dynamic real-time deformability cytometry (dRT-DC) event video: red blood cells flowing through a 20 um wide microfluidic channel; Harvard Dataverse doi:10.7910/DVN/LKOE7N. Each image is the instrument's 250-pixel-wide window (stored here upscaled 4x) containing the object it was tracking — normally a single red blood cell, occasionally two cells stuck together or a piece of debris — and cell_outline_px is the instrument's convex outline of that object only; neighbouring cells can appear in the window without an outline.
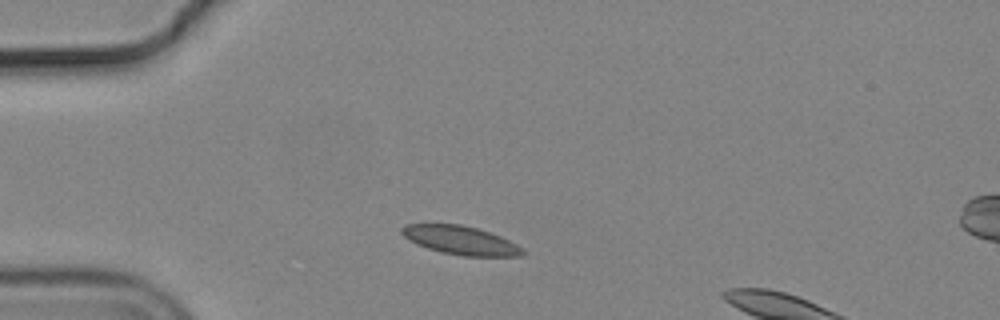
{"species": "common noctule bat (a hibernating species)", "species_latin": "Nyctalus noctula", "temperature_condition": "cold", "stored_images_in_passage": 35, "camera_frame_rate_fps": 3000, "um_per_image_px": 0.085, "animal": {"sex": "male", "body_mass_g": 19.2, "forearm_length_mm": 51.8}, "frame": {"image": 1, "passage_image": 4, "time_ms": 1.0, "image_size_px": [1000, 320], "cell_outline_px": [[524, 252], [520, 256], [464, 256], [440, 252], [416, 244], [408, 240], [400, 232], [400, 228], [404, 224], [460, 224], [476, 228], [500, 236], [524, 248]], "centroid_in_image_um": [39.11, 20.42], "position_along_channel_um": 45.9, "area_um2": 20.11}}
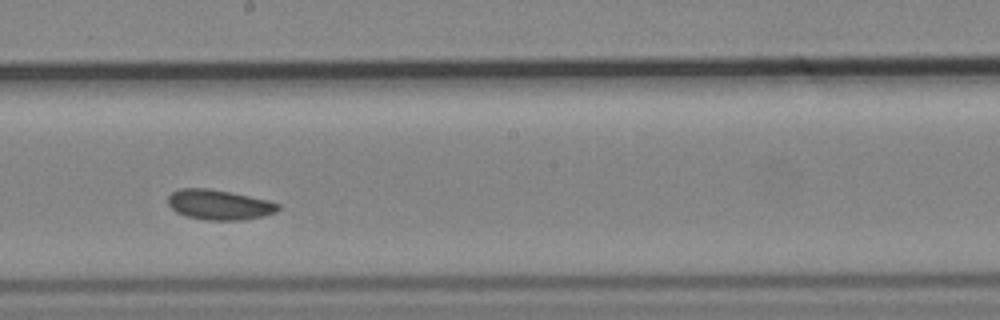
{"frame": {"image": 2, "passage_image": 21, "time_ms": 6.667, "image_size_px": [1000, 320], "cell_outline_px": [[280, 208], [276, 212], [264, 216], [240, 220], [204, 220], [188, 216], [176, 212], [168, 204], [168, 196], [172, 192], [180, 188], [208, 188], [268, 200], [280, 204]], "centroid_in_image_um": [18.62, 17.4], "position_along_channel_um": 229.6, "area_um2": 19.19}}
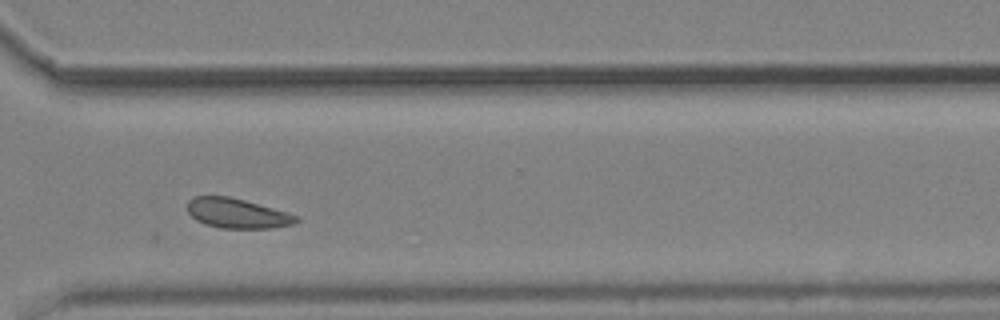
{"frame": {"image": 3, "passage_image": 31, "time_ms": 10.0, "image_size_px": [1000, 320], "cell_outline_px": [[300, 220], [296, 224], [272, 228], [220, 228], [204, 224], [196, 220], [188, 212], [188, 200], [196, 196], [228, 196], [244, 200], [300, 216]], "centroid_in_image_um": [20.18, 18.14], "position_along_channel_um": 350.4, "area_um2": 18.9}}